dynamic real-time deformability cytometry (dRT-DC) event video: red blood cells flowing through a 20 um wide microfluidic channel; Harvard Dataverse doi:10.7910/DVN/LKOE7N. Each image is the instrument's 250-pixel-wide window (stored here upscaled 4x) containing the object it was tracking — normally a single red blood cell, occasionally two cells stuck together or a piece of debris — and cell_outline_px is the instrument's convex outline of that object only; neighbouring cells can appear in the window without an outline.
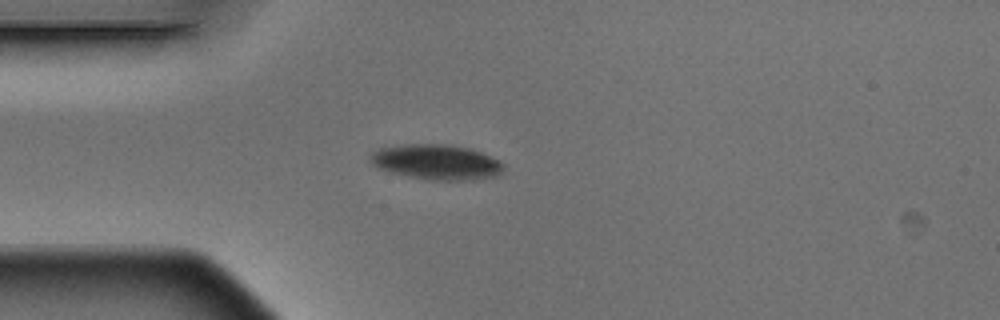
{"species": "Egyptian fruit bat (a non-hibernating species)", "species_latin": "Rousettus aegyptiacus", "temperature_condition": "warm", "stored_images_in_passage": 4, "camera_frame_rate_fps": 3000, "um_per_image_px": 0.085, "animal": {"sex": "male"}, "frame": {"image": 1, "passage_image": 3, "time_ms": 0.667, "image_size_px": [1000, 320], "cell_outline_px": [[504, 172], [500, 176], [472, 180], [428, 180], [408, 176], [392, 172], [380, 168], [372, 164], [368, 156], [372, 152], [380, 148], [404, 144], [452, 144], [472, 148], [500, 160], [504, 164]], "centroid_in_image_um": [37.17, 13.77], "position_along_channel_um": 47.8, "area_um2": 27.74}}